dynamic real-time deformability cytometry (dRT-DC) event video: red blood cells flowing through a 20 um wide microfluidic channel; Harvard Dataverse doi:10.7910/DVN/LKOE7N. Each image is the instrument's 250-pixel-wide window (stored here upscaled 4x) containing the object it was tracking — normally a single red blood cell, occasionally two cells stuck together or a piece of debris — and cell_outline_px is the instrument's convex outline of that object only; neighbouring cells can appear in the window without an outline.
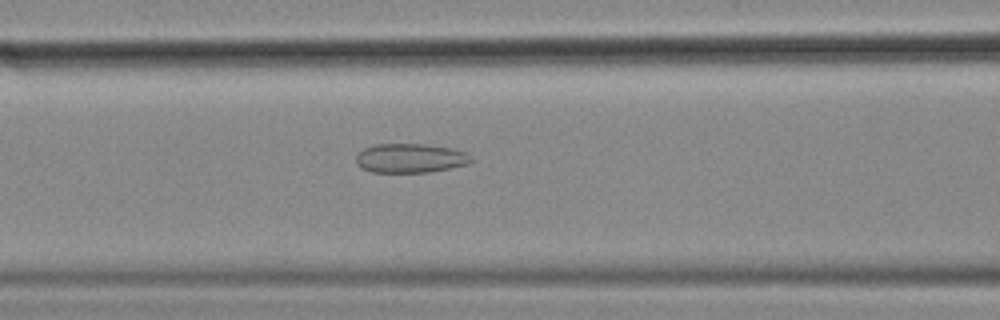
{"species": "common noctule bat (a hibernating species)", "species_latin": "Nyctalus noctula", "temperature_condition": "cold", "stored_images_in_passage": 56, "camera_frame_rate_fps": 3000, "um_per_image_px": 0.085, "animal": {"sex": "female", "body_mass_g": 18.4}, "frame": {"image": 1, "passage_image": 23, "time_ms": 7.333, "image_size_px": [1000, 320], "cell_outline_px": [[472, 160], [468, 164], [428, 172], [372, 172], [356, 164], [356, 152], [364, 148], [376, 144], [424, 144], [452, 148], [468, 152], [472, 156]], "centroid_in_image_um": [34.88, 13.43], "position_along_channel_um": 131.7, "area_um2": 19.65}}
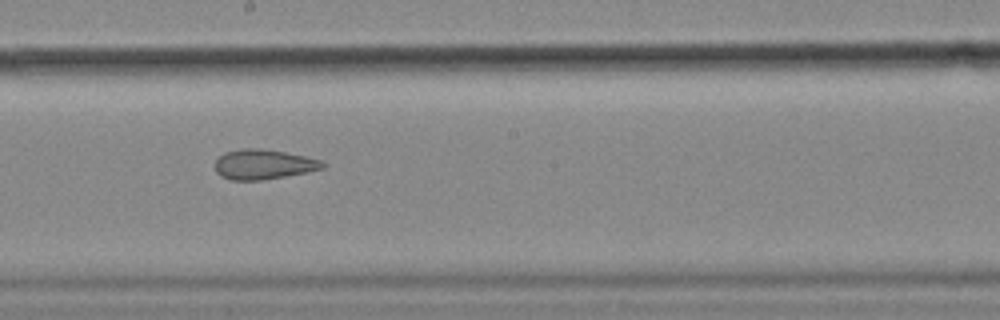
{"frame": {"image": 2, "passage_image": 31, "time_ms": 10.0, "image_size_px": [1000, 320], "cell_outline_px": [[328, 164], [324, 168], [284, 176], [260, 180], [232, 180], [220, 176], [216, 172], [216, 160], [224, 152], [240, 148], [260, 148], [284, 152], [304, 156], [320, 160]], "centroid_in_image_um": [22.37, 13.96], "position_along_channel_um": 225.8, "area_um2": 18.61}}
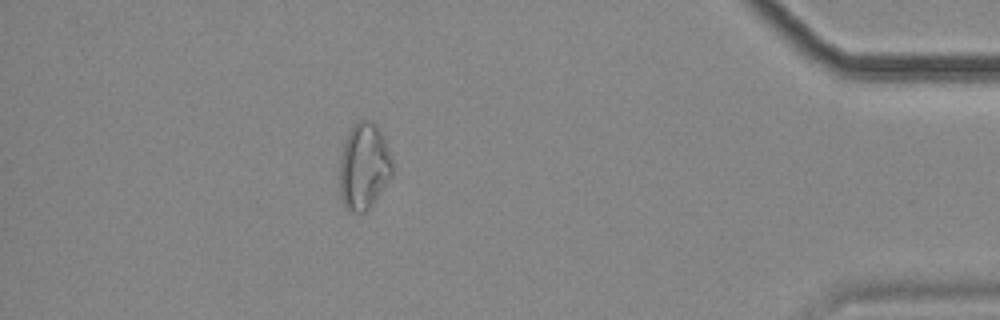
{"frame": {"image": 3, "passage_image": 50, "time_ms": 16.333, "image_size_px": [1000, 320], "cell_outline_px": [[392, 176], [372, 204], [364, 212], [348, 212], [344, 208], [340, 200], [340, 160], [344, 144], [348, 132], [360, 120], [368, 120], [376, 124], [380, 128], [384, 136], [392, 160]], "centroid_in_image_um": [30.93, 14.16], "position_along_channel_um": 404.3, "area_um2": 26.65}, "authors_computed_cell_mechanics": {"area_um2": 24.5939, "velocity_mm_per_s": 3.5426, "shape_relaxation_time_tau1_ms": null, "shape_relaxation_time_tau2_ms": 2.3761, "deformation_change_tau1": null, "deformation_change_tau2": 0.1068}}